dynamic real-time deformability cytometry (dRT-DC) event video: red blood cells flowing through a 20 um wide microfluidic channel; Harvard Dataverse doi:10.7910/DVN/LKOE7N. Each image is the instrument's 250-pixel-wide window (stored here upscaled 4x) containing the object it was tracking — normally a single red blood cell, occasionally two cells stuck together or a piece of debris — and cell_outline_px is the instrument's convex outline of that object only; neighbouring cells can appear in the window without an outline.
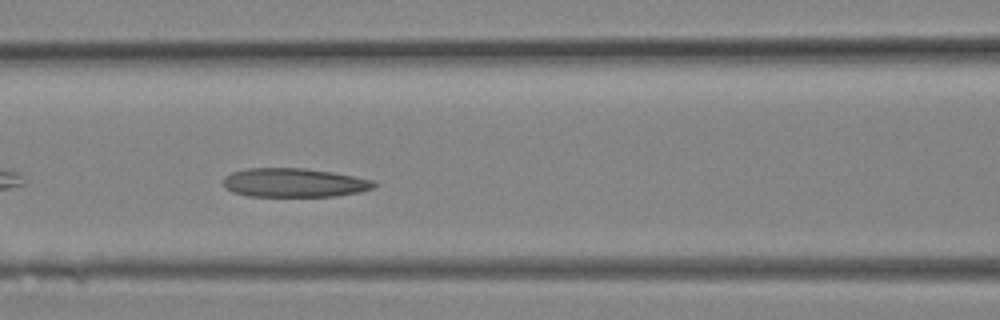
{"species": "Egyptian fruit bat (a non-hibernating species)", "species_latin": "Rousettus aegyptiacus", "temperature_condition": "room temperature", "stored_images_in_passage": 12, "camera_frame_rate_fps": 3000, "um_per_image_px": 0.085, "animal": {"sex": "female"}, "frame": {"image": 1, "passage_image": 9, "time_ms": 2.667, "image_size_px": [1000, 320], "cell_outline_px": [[380, 184], [372, 188], [360, 192], [332, 196], [248, 196], [232, 192], [224, 188], [224, 176], [232, 172], [248, 168], [304, 168], [332, 172], [372, 180]], "centroid_in_image_um": [24.98, 15.53], "position_along_channel_um": 141.6, "area_um2": 25.37}}
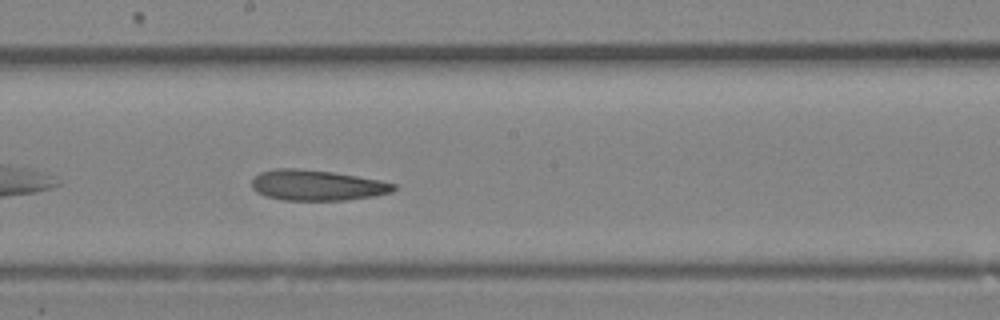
{"frame": {"image": 2, "passage_image": 12, "time_ms": 3.667, "image_size_px": [1000, 320], "cell_outline_px": [[396, 188], [392, 192], [372, 196], [344, 200], [284, 200], [268, 196], [256, 192], [252, 188], [252, 180], [260, 172], [276, 168], [300, 168], [332, 172], [380, 180], [396, 184]], "centroid_in_image_um": [26.93, 15.74], "position_along_channel_um": 221.3, "area_um2": 25.14}}